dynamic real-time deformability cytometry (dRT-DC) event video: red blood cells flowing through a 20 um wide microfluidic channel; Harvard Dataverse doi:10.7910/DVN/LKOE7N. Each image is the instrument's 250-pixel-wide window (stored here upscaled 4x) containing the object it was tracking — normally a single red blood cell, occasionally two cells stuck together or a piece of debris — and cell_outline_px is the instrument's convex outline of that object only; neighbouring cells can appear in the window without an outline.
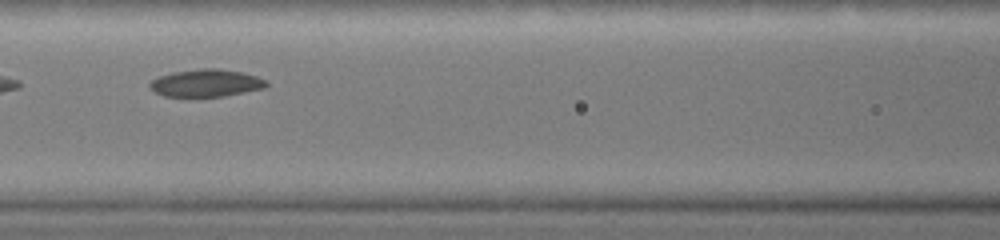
{"species": "common noctule bat (a hibernating species)", "species_latin": "Nyctalus noctula", "temperature_condition": "warm", "stored_images_in_passage": 5, "camera_frame_rate_fps": 3000, "um_per_image_px": 0.085, "animal": {"sex": "female", "body_mass_g": 19.0, "forearm_length_mm": 51.5}, "frame": {"image": 1, "passage_image": 4, "time_ms": 1.333, "image_size_px": [1000, 240], "cell_outline_px": [[268, 84], [264, 88], [224, 96], [164, 96], [156, 92], [148, 84], [152, 80], [160, 76], [176, 72], [200, 68], [216, 68], [240, 72], [256, 76], [264, 80]], "centroid_in_image_um": [17.52, 7.06], "position_along_channel_um": 149.1, "area_um2": 18.21}}